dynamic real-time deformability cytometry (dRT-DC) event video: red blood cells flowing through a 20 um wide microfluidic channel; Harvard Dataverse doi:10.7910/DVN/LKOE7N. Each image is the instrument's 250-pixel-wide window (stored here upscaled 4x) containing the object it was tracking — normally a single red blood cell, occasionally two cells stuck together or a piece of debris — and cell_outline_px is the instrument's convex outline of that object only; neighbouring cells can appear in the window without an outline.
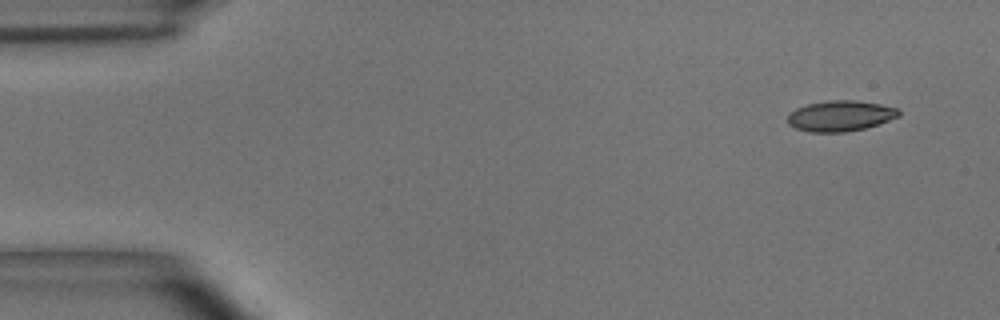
{"species": "common noctule bat (a hibernating species)", "species_latin": "Nyctalus noctula", "temperature_condition": "room temperature", "stored_images_in_passage": 9, "camera_frame_rate_fps": 3000, "um_per_image_px": 0.085, "animal": {"sex": "male", "body_mass_g": 15.6}, "frame": {"image": 1, "passage_image": 1, "time_ms": 0.0, "image_size_px": [1000, 320], "cell_outline_px": [[900, 116], [864, 128], [844, 132], [808, 132], [796, 128], [788, 124], [788, 112], [796, 108], [808, 104], [828, 100], [856, 100], [880, 104], [900, 108]], "centroid_in_image_um": [71.42, 9.84], "position_along_channel_um": 13.6, "area_um2": 19.88}}
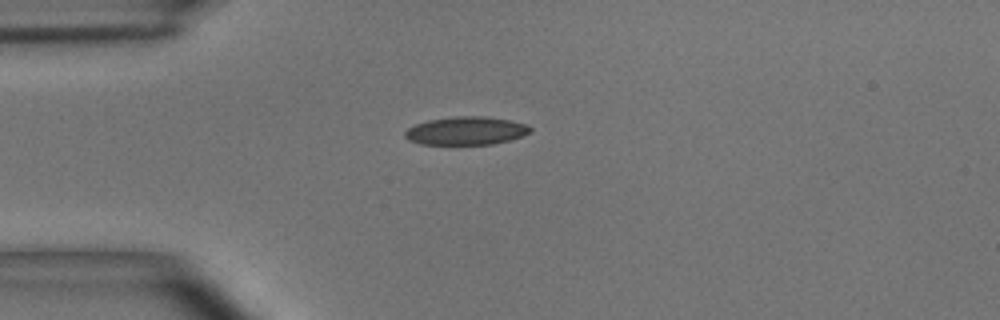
{"frame": {"image": 2, "passage_image": 4, "time_ms": 1.0, "image_size_px": [1000, 320], "cell_outline_px": [[532, 132], [508, 140], [492, 144], [420, 144], [408, 140], [404, 136], [404, 132], [408, 128], [416, 124], [428, 120], [456, 116], [484, 116], [512, 120], [524, 124], [532, 128]], "centroid_in_image_um": [39.6, 11.11], "position_along_channel_um": 45.4, "area_um2": 20.52}}
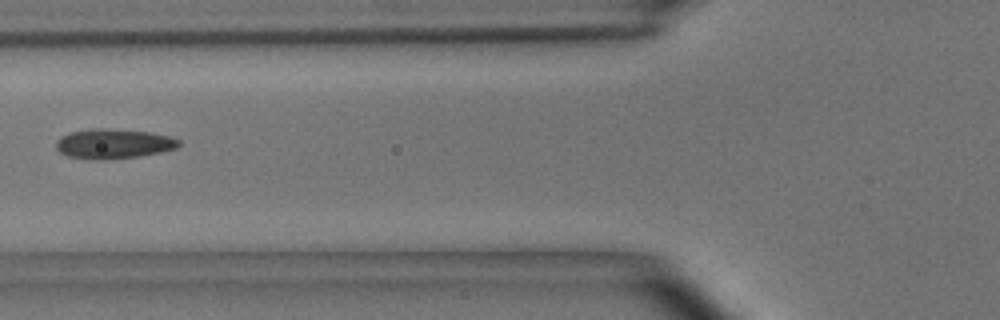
{"frame": {"image": 3, "passage_image": 6, "time_ms": 1.667, "image_size_px": [1000, 320], "cell_outline_px": [[180, 144], [176, 148], [160, 152], [140, 156], [104, 160], [100, 160], [68, 156], [60, 152], [56, 148], [56, 140], [60, 136], [72, 132], [92, 128], [104, 128], [148, 132], [168, 136], [180, 140]], "centroid_in_image_um": [9.63, 12.22], "position_along_channel_um": 116.2, "area_um2": 21.15}}